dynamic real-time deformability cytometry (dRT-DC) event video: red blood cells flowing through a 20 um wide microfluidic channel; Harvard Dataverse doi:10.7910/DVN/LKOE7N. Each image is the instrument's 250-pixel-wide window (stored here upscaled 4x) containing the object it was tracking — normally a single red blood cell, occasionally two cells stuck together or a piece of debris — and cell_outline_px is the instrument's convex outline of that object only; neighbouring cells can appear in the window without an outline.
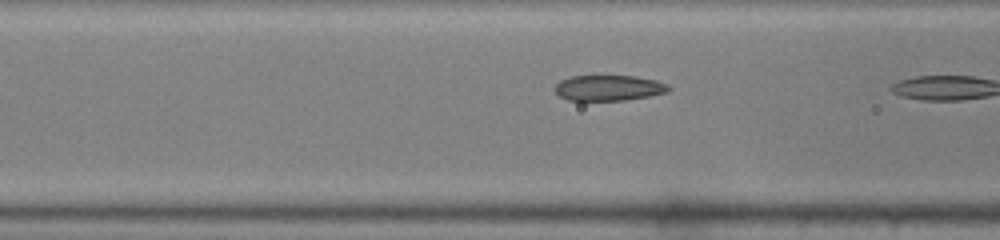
{"species": "common noctule bat (a hibernating species)", "species_latin": "Nyctalus noctula", "temperature_condition": "warm", "stored_images_in_passage": 9, "camera_frame_rate_fps": 3000, "um_per_image_px": 0.085, "animal": {"sex": "male", "body_mass_g": 19.0, "forearm_length_mm": 50.8}, "frame": {"image": 1, "passage_image": 8, "time_ms": 2.333, "image_size_px": [1000, 240], "cell_outline_px": [[672, 88], [668, 92], [648, 96], [624, 100], [568, 100], [560, 96], [552, 88], [560, 80], [568, 76], [636, 76], [656, 80], [668, 84]], "centroid_in_image_um": [51.73, 7.46], "position_along_channel_um": 114.9, "area_um2": 17.05}}